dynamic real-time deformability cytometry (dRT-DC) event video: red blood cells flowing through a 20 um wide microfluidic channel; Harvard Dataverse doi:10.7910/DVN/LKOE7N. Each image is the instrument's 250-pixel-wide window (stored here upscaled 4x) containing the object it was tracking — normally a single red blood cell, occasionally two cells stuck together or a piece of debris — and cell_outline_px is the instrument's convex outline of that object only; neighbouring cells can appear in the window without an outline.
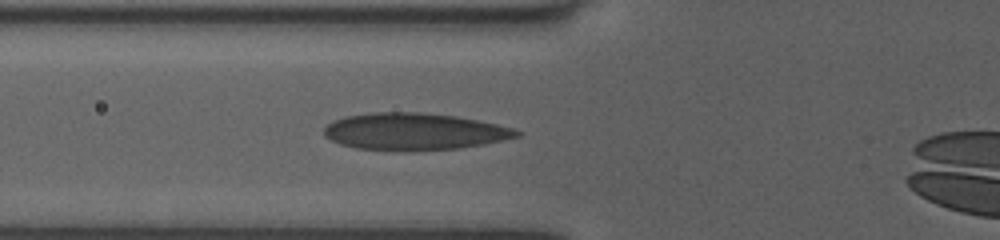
{"species": "human", "species_latin": "Homo sapiens", "temperature_condition": "room temperature", "stored_images_in_passage": 4, "camera_frame_rate_fps": 3000, "um_per_image_px": 0.085, "donor": {"sex": "female"}, "frame": {"image": 1, "passage_image": 3, "time_ms": 0.667, "image_size_px": [1000, 240], "cell_outline_px": [[520, 136], [504, 140], [484, 144], [460, 148], [404, 152], [356, 148], [340, 144], [324, 136], [324, 128], [332, 120], [344, 116], [372, 112], [420, 112], [456, 116], [496, 124], [512, 128], [520, 132]], "centroid_in_image_um": [35.17, 11.19], "position_along_channel_um": 90.6, "area_um2": 41.85}}